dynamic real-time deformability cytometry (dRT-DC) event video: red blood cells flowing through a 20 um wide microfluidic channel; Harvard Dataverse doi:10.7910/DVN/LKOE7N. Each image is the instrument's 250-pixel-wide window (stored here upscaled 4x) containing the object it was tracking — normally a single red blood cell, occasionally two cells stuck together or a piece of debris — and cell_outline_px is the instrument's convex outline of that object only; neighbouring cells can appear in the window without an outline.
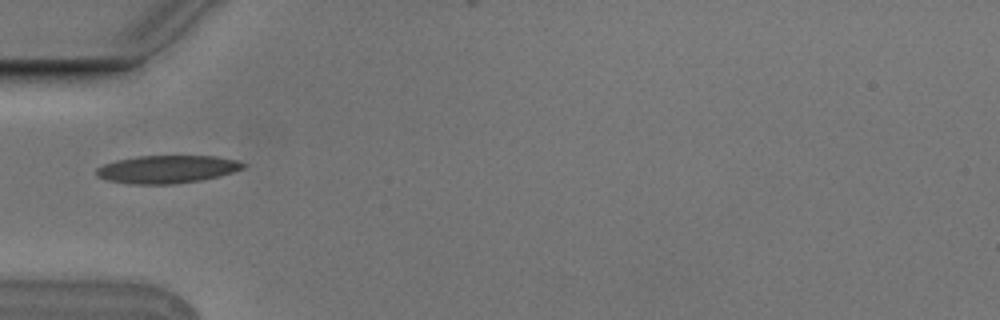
{"species": "Egyptian fruit bat (a non-hibernating species)", "species_latin": "Rousettus aegyptiacus", "temperature_condition": "cold", "stored_images_in_passage": 2, "camera_frame_rate_fps": 3000, "um_per_image_px": 0.085, "animal": {"sex": "male"}, "frame": {"image": 1, "passage_image": 1, "time_ms": 0.0, "image_size_px": [1000, 320], "cell_outline_px": [[248, 164], [244, 168], [232, 172], [200, 180], [172, 184], [136, 184], [108, 180], [96, 176], [96, 168], [104, 164], [116, 160], [136, 156], [216, 156], [236, 160]], "centroid_in_image_um": [14.19, 14.37], "position_along_channel_um": 70.8, "area_um2": 23.64}}